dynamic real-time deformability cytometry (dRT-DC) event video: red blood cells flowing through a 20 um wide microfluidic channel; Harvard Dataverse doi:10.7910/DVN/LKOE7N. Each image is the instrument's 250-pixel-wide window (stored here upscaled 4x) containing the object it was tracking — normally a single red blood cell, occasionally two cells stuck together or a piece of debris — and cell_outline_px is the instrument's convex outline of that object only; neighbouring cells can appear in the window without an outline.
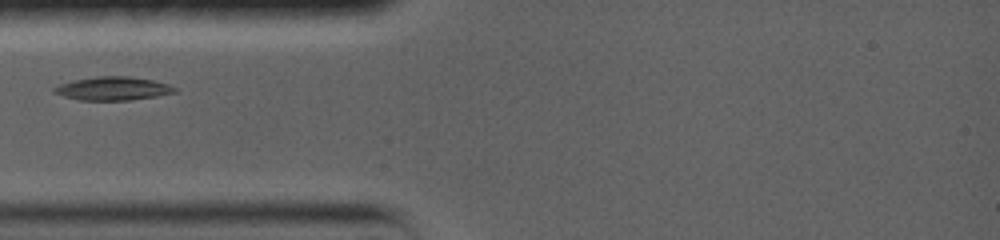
{"species": "common noctule bat (a hibernating species)", "species_latin": "Nyctalus noctula", "temperature_condition": "warm", "stored_images_in_passage": 20, "camera_frame_rate_fps": 5000, "um_per_image_px": 0.085, "animal": {"sex": "female", "body_mass_g": 19.0, "forearm_length_mm": 56.7}, "frame": {"image": 1, "passage_image": 3, "time_ms": 2.2, "image_size_px": [1000, 240], "cell_outline_px": [[180, 92], [156, 96], [128, 100], [80, 100], [64, 96], [52, 92], [52, 88], [60, 84], [72, 80], [96, 76], [128, 76], [152, 80], [168, 84], [176, 88]], "centroid_in_image_um": [9.6, 7.52], "position_along_channel_um": 75.4, "area_um2": 16.53}}
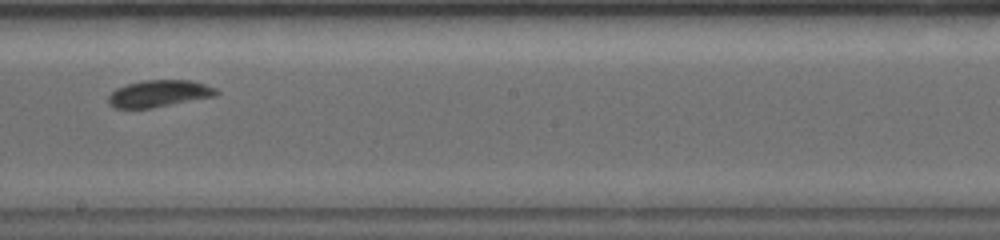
{"frame": {"image": 2, "passage_image": 7, "time_ms": 6.6, "image_size_px": [1000, 240], "cell_outline_px": [[220, 92], [216, 96], [152, 108], [116, 108], [108, 104], [108, 96], [116, 88], [124, 84], [140, 80], [192, 80], [216, 88]], "centroid_in_image_um": [13.51, 7.94], "position_along_channel_um": 234.7, "area_um2": 17.11}}
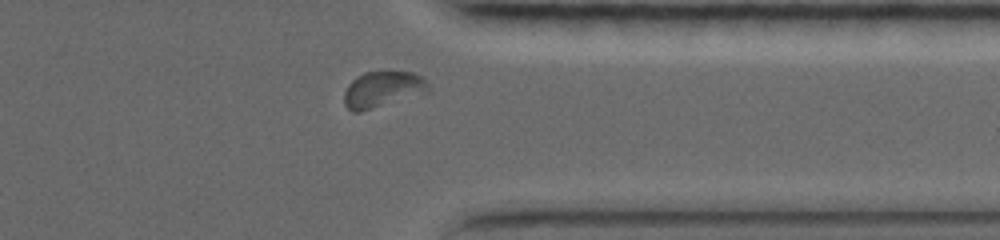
{"frame": {"image": 3, "passage_image": 16, "time_ms": 10.6, "image_size_px": [1000, 240], "cell_outline_px": [[428, 92], [360, 112], [352, 112], [344, 104], [344, 92], [348, 84], [356, 76], [364, 72], [412, 72], [424, 76], [428, 84]], "centroid_in_image_um": [32.51, 7.59], "position_along_channel_um": 378.9, "area_um2": 17.69}, "authors_computed_cell_mechanics": {"area_um2": 17.1666, "velocity_mm_per_s": 3.6364, "shape_relaxation_time_tau1_ms": null, "shape_relaxation_time_tau2_ms": 6.5383, "deformation_change_tau1": null, "deformation_change_tau2": 0.0675}}